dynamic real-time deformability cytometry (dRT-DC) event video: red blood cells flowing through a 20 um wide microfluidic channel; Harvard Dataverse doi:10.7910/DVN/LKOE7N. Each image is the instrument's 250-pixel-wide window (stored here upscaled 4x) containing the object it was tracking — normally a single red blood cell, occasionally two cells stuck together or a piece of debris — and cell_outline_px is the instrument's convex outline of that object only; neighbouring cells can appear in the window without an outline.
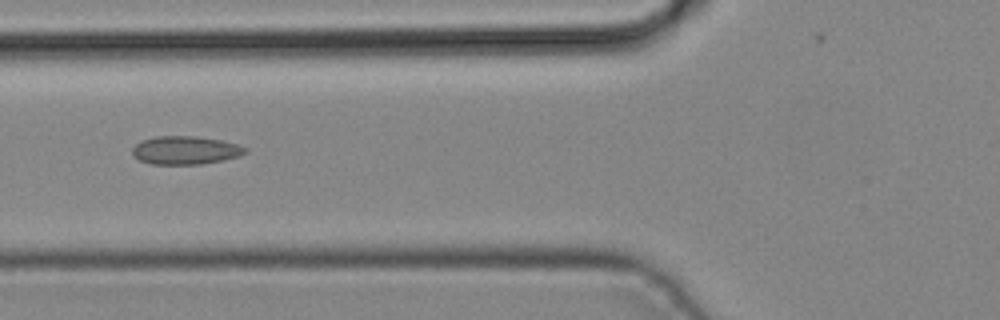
{"species": "common noctule bat (a hibernating species)", "species_latin": "Nyctalus noctula", "temperature_condition": "cold", "stored_images_in_passage": 3, "camera_frame_rate_fps": 3000, "um_per_image_px": 0.085, "animal": {"sex": "male", "body_mass_g": 19.2, "forearm_length_mm": 51.8}, "frame": {"image": 1, "passage_image": 3, "time_ms": 0.667, "image_size_px": [1000, 320], "cell_outline_px": [[248, 152], [240, 156], [224, 160], [200, 164], [152, 164], [140, 160], [132, 156], [132, 148], [140, 140], [156, 136], [196, 136], [220, 140], [236, 144], [248, 148]], "centroid_in_image_um": [15.75, 12.77], "position_along_channel_um": 110.0, "area_um2": 18.73}}